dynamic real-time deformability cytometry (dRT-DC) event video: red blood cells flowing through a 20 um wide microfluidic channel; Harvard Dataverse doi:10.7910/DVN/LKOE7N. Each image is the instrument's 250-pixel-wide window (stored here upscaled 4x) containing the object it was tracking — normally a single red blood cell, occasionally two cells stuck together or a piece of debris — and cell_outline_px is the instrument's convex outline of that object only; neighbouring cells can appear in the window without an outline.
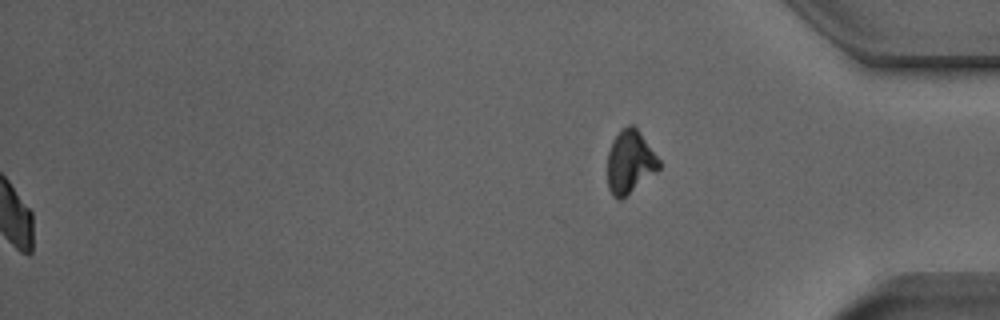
{"species": "Egyptian fruit bat (a non-hibernating species)", "species_latin": "Rousettus aegyptiacus", "temperature_condition": "room temperature", "stored_images_in_passage": 52, "segment_of_instrument_passage": [2, 2], "camera_frame_rate_fps": 3000, "um_per_image_px": 0.085, "animal": {"sex": "male"}, "frame": {"image": 1, "passage_image": 52, "time_ms": 17.0, "image_size_px": [1000, 320], "cell_outline_px": [[660, 168], [656, 172], [620, 200], [616, 200], [612, 196], [608, 188], [608, 152], [612, 140], [620, 128], [628, 124], [632, 124], [640, 132], [660, 160]], "centroid_in_image_um": [53.53, 13.75], "position_along_channel_um": 381.7, "area_um2": 19.02}}